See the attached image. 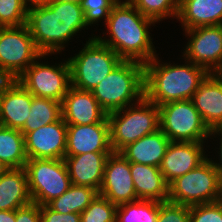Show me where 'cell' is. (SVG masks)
Segmentation results:
<instances>
[{
	"mask_svg": "<svg viewBox=\"0 0 222 222\" xmlns=\"http://www.w3.org/2000/svg\"><path fill=\"white\" fill-rule=\"evenodd\" d=\"M26 26L38 50L48 56L61 51L63 44L87 25L79 3L52 0L48 5L28 8Z\"/></svg>",
	"mask_w": 222,
	"mask_h": 222,
	"instance_id": "1",
	"label": "cell"
},
{
	"mask_svg": "<svg viewBox=\"0 0 222 222\" xmlns=\"http://www.w3.org/2000/svg\"><path fill=\"white\" fill-rule=\"evenodd\" d=\"M151 24H155V21L144 16L131 3H118L112 8L106 22L110 39L96 38L122 60L145 64L157 56L148 31Z\"/></svg>",
	"mask_w": 222,
	"mask_h": 222,
	"instance_id": "2",
	"label": "cell"
},
{
	"mask_svg": "<svg viewBox=\"0 0 222 222\" xmlns=\"http://www.w3.org/2000/svg\"><path fill=\"white\" fill-rule=\"evenodd\" d=\"M154 57L144 64V97L157 106L192 99L200 84L210 74L193 64H160Z\"/></svg>",
	"mask_w": 222,
	"mask_h": 222,
	"instance_id": "3",
	"label": "cell"
},
{
	"mask_svg": "<svg viewBox=\"0 0 222 222\" xmlns=\"http://www.w3.org/2000/svg\"><path fill=\"white\" fill-rule=\"evenodd\" d=\"M91 92L107 114L129 106L134 99L139 102L144 97V64L122 60Z\"/></svg>",
	"mask_w": 222,
	"mask_h": 222,
	"instance_id": "4",
	"label": "cell"
},
{
	"mask_svg": "<svg viewBox=\"0 0 222 222\" xmlns=\"http://www.w3.org/2000/svg\"><path fill=\"white\" fill-rule=\"evenodd\" d=\"M136 103L137 107L132 104L129 109L127 106L107 114L113 152H120L127 145L160 129L159 106L145 97Z\"/></svg>",
	"mask_w": 222,
	"mask_h": 222,
	"instance_id": "5",
	"label": "cell"
},
{
	"mask_svg": "<svg viewBox=\"0 0 222 222\" xmlns=\"http://www.w3.org/2000/svg\"><path fill=\"white\" fill-rule=\"evenodd\" d=\"M68 61L71 86L84 91H92L121 63L122 59L94 36L76 56Z\"/></svg>",
	"mask_w": 222,
	"mask_h": 222,
	"instance_id": "6",
	"label": "cell"
},
{
	"mask_svg": "<svg viewBox=\"0 0 222 222\" xmlns=\"http://www.w3.org/2000/svg\"><path fill=\"white\" fill-rule=\"evenodd\" d=\"M222 200V180L208 158L169 184L168 201L193 206Z\"/></svg>",
	"mask_w": 222,
	"mask_h": 222,
	"instance_id": "7",
	"label": "cell"
},
{
	"mask_svg": "<svg viewBox=\"0 0 222 222\" xmlns=\"http://www.w3.org/2000/svg\"><path fill=\"white\" fill-rule=\"evenodd\" d=\"M44 56L26 24L0 27V76L5 80H17L36 59Z\"/></svg>",
	"mask_w": 222,
	"mask_h": 222,
	"instance_id": "8",
	"label": "cell"
},
{
	"mask_svg": "<svg viewBox=\"0 0 222 222\" xmlns=\"http://www.w3.org/2000/svg\"><path fill=\"white\" fill-rule=\"evenodd\" d=\"M32 203L47 205L72 185L64 159H28L25 165Z\"/></svg>",
	"mask_w": 222,
	"mask_h": 222,
	"instance_id": "9",
	"label": "cell"
},
{
	"mask_svg": "<svg viewBox=\"0 0 222 222\" xmlns=\"http://www.w3.org/2000/svg\"><path fill=\"white\" fill-rule=\"evenodd\" d=\"M160 129L172 142H204L210 129L191 99L159 106Z\"/></svg>",
	"mask_w": 222,
	"mask_h": 222,
	"instance_id": "10",
	"label": "cell"
},
{
	"mask_svg": "<svg viewBox=\"0 0 222 222\" xmlns=\"http://www.w3.org/2000/svg\"><path fill=\"white\" fill-rule=\"evenodd\" d=\"M33 96L62 102L71 87L69 61L50 66L34 61L17 79Z\"/></svg>",
	"mask_w": 222,
	"mask_h": 222,
	"instance_id": "11",
	"label": "cell"
},
{
	"mask_svg": "<svg viewBox=\"0 0 222 222\" xmlns=\"http://www.w3.org/2000/svg\"><path fill=\"white\" fill-rule=\"evenodd\" d=\"M191 39L184 51V58L193 64L205 68L210 74L222 65L221 26L197 27L185 30Z\"/></svg>",
	"mask_w": 222,
	"mask_h": 222,
	"instance_id": "12",
	"label": "cell"
},
{
	"mask_svg": "<svg viewBox=\"0 0 222 222\" xmlns=\"http://www.w3.org/2000/svg\"><path fill=\"white\" fill-rule=\"evenodd\" d=\"M98 193L116 206L138 200L131 177L130 162L120 152H112L108 156Z\"/></svg>",
	"mask_w": 222,
	"mask_h": 222,
	"instance_id": "13",
	"label": "cell"
},
{
	"mask_svg": "<svg viewBox=\"0 0 222 222\" xmlns=\"http://www.w3.org/2000/svg\"><path fill=\"white\" fill-rule=\"evenodd\" d=\"M24 137L28 159L65 158L67 124L62 117L58 121L28 132Z\"/></svg>",
	"mask_w": 222,
	"mask_h": 222,
	"instance_id": "14",
	"label": "cell"
},
{
	"mask_svg": "<svg viewBox=\"0 0 222 222\" xmlns=\"http://www.w3.org/2000/svg\"><path fill=\"white\" fill-rule=\"evenodd\" d=\"M90 152H113L110 144L108 117L100 123L67 125L65 156H76Z\"/></svg>",
	"mask_w": 222,
	"mask_h": 222,
	"instance_id": "15",
	"label": "cell"
},
{
	"mask_svg": "<svg viewBox=\"0 0 222 222\" xmlns=\"http://www.w3.org/2000/svg\"><path fill=\"white\" fill-rule=\"evenodd\" d=\"M32 94L17 80H5L0 86V123L21 130L28 116Z\"/></svg>",
	"mask_w": 222,
	"mask_h": 222,
	"instance_id": "16",
	"label": "cell"
},
{
	"mask_svg": "<svg viewBox=\"0 0 222 222\" xmlns=\"http://www.w3.org/2000/svg\"><path fill=\"white\" fill-rule=\"evenodd\" d=\"M203 142H170L160 171L168 184L198 167L207 157L203 154Z\"/></svg>",
	"mask_w": 222,
	"mask_h": 222,
	"instance_id": "17",
	"label": "cell"
},
{
	"mask_svg": "<svg viewBox=\"0 0 222 222\" xmlns=\"http://www.w3.org/2000/svg\"><path fill=\"white\" fill-rule=\"evenodd\" d=\"M62 119L67 125H88L102 122L107 113L91 91L71 86L61 102Z\"/></svg>",
	"mask_w": 222,
	"mask_h": 222,
	"instance_id": "18",
	"label": "cell"
},
{
	"mask_svg": "<svg viewBox=\"0 0 222 222\" xmlns=\"http://www.w3.org/2000/svg\"><path fill=\"white\" fill-rule=\"evenodd\" d=\"M112 152H90L65 156L64 160L73 185L89 186L99 191L105 164Z\"/></svg>",
	"mask_w": 222,
	"mask_h": 222,
	"instance_id": "19",
	"label": "cell"
},
{
	"mask_svg": "<svg viewBox=\"0 0 222 222\" xmlns=\"http://www.w3.org/2000/svg\"><path fill=\"white\" fill-rule=\"evenodd\" d=\"M191 100L209 129L222 126V80L215 73L206 77Z\"/></svg>",
	"mask_w": 222,
	"mask_h": 222,
	"instance_id": "20",
	"label": "cell"
},
{
	"mask_svg": "<svg viewBox=\"0 0 222 222\" xmlns=\"http://www.w3.org/2000/svg\"><path fill=\"white\" fill-rule=\"evenodd\" d=\"M130 171L137 199L168 201L169 184L159 167L130 162Z\"/></svg>",
	"mask_w": 222,
	"mask_h": 222,
	"instance_id": "21",
	"label": "cell"
},
{
	"mask_svg": "<svg viewBox=\"0 0 222 222\" xmlns=\"http://www.w3.org/2000/svg\"><path fill=\"white\" fill-rule=\"evenodd\" d=\"M177 19L185 30L222 24V0H179Z\"/></svg>",
	"mask_w": 222,
	"mask_h": 222,
	"instance_id": "22",
	"label": "cell"
},
{
	"mask_svg": "<svg viewBox=\"0 0 222 222\" xmlns=\"http://www.w3.org/2000/svg\"><path fill=\"white\" fill-rule=\"evenodd\" d=\"M170 139L158 129L124 147L120 154L129 162L159 167Z\"/></svg>",
	"mask_w": 222,
	"mask_h": 222,
	"instance_id": "23",
	"label": "cell"
},
{
	"mask_svg": "<svg viewBox=\"0 0 222 222\" xmlns=\"http://www.w3.org/2000/svg\"><path fill=\"white\" fill-rule=\"evenodd\" d=\"M31 203L25 167L9 168L0 177V210H16Z\"/></svg>",
	"mask_w": 222,
	"mask_h": 222,
	"instance_id": "24",
	"label": "cell"
},
{
	"mask_svg": "<svg viewBox=\"0 0 222 222\" xmlns=\"http://www.w3.org/2000/svg\"><path fill=\"white\" fill-rule=\"evenodd\" d=\"M98 194V191L92 187L72 184L67 191L50 201L47 206L61 214H81Z\"/></svg>",
	"mask_w": 222,
	"mask_h": 222,
	"instance_id": "25",
	"label": "cell"
},
{
	"mask_svg": "<svg viewBox=\"0 0 222 222\" xmlns=\"http://www.w3.org/2000/svg\"><path fill=\"white\" fill-rule=\"evenodd\" d=\"M0 160L9 168L25 167V137L18 129L0 128Z\"/></svg>",
	"mask_w": 222,
	"mask_h": 222,
	"instance_id": "26",
	"label": "cell"
},
{
	"mask_svg": "<svg viewBox=\"0 0 222 222\" xmlns=\"http://www.w3.org/2000/svg\"><path fill=\"white\" fill-rule=\"evenodd\" d=\"M30 116L20 130L25 136L30 131L58 121L62 117L61 102L51 99L35 97L32 95Z\"/></svg>",
	"mask_w": 222,
	"mask_h": 222,
	"instance_id": "27",
	"label": "cell"
},
{
	"mask_svg": "<svg viewBox=\"0 0 222 222\" xmlns=\"http://www.w3.org/2000/svg\"><path fill=\"white\" fill-rule=\"evenodd\" d=\"M158 201L136 200L117 207L116 222H156Z\"/></svg>",
	"mask_w": 222,
	"mask_h": 222,
	"instance_id": "28",
	"label": "cell"
},
{
	"mask_svg": "<svg viewBox=\"0 0 222 222\" xmlns=\"http://www.w3.org/2000/svg\"><path fill=\"white\" fill-rule=\"evenodd\" d=\"M130 3L155 22L167 16L177 17L179 10V0H131Z\"/></svg>",
	"mask_w": 222,
	"mask_h": 222,
	"instance_id": "29",
	"label": "cell"
},
{
	"mask_svg": "<svg viewBox=\"0 0 222 222\" xmlns=\"http://www.w3.org/2000/svg\"><path fill=\"white\" fill-rule=\"evenodd\" d=\"M117 207L108 199L98 194L80 214L81 222H116Z\"/></svg>",
	"mask_w": 222,
	"mask_h": 222,
	"instance_id": "30",
	"label": "cell"
},
{
	"mask_svg": "<svg viewBox=\"0 0 222 222\" xmlns=\"http://www.w3.org/2000/svg\"><path fill=\"white\" fill-rule=\"evenodd\" d=\"M27 10L22 0H0V27L25 25Z\"/></svg>",
	"mask_w": 222,
	"mask_h": 222,
	"instance_id": "31",
	"label": "cell"
},
{
	"mask_svg": "<svg viewBox=\"0 0 222 222\" xmlns=\"http://www.w3.org/2000/svg\"><path fill=\"white\" fill-rule=\"evenodd\" d=\"M117 3L113 0H81L80 5L85 14L86 25H91L105 17V23L109 13Z\"/></svg>",
	"mask_w": 222,
	"mask_h": 222,
	"instance_id": "32",
	"label": "cell"
},
{
	"mask_svg": "<svg viewBox=\"0 0 222 222\" xmlns=\"http://www.w3.org/2000/svg\"><path fill=\"white\" fill-rule=\"evenodd\" d=\"M156 222H190V206L171 201L158 202Z\"/></svg>",
	"mask_w": 222,
	"mask_h": 222,
	"instance_id": "33",
	"label": "cell"
},
{
	"mask_svg": "<svg viewBox=\"0 0 222 222\" xmlns=\"http://www.w3.org/2000/svg\"><path fill=\"white\" fill-rule=\"evenodd\" d=\"M190 222H222V200L190 206Z\"/></svg>",
	"mask_w": 222,
	"mask_h": 222,
	"instance_id": "34",
	"label": "cell"
},
{
	"mask_svg": "<svg viewBox=\"0 0 222 222\" xmlns=\"http://www.w3.org/2000/svg\"><path fill=\"white\" fill-rule=\"evenodd\" d=\"M41 222H81L80 213L61 214L47 205L40 206Z\"/></svg>",
	"mask_w": 222,
	"mask_h": 222,
	"instance_id": "35",
	"label": "cell"
},
{
	"mask_svg": "<svg viewBox=\"0 0 222 222\" xmlns=\"http://www.w3.org/2000/svg\"><path fill=\"white\" fill-rule=\"evenodd\" d=\"M15 222H41L40 205L31 203L16 209Z\"/></svg>",
	"mask_w": 222,
	"mask_h": 222,
	"instance_id": "36",
	"label": "cell"
},
{
	"mask_svg": "<svg viewBox=\"0 0 222 222\" xmlns=\"http://www.w3.org/2000/svg\"><path fill=\"white\" fill-rule=\"evenodd\" d=\"M214 133V134H213ZM221 134V136H222V126H219V127H215V128H213V129H210V136L213 134V136L214 135H216V134ZM221 145H220V163H214V161H213V164H214V167L216 168V170L218 171V173H219V176H220V178H221V180H222V137H221Z\"/></svg>",
	"mask_w": 222,
	"mask_h": 222,
	"instance_id": "37",
	"label": "cell"
},
{
	"mask_svg": "<svg viewBox=\"0 0 222 222\" xmlns=\"http://www.w3.org/2000/svg\"><path fill=\"white\" fill-rule=\"evenodd\" d=\"M0 222H15V210H0Z\"/></svg>",
	"mask_w": 222,
	"mask_h": 222,
	"instance_id": "38",
	"label": "cell"
},
{
	"mask_svg": "<svg viewBox=\"0 0 222 222\" xmlns=\"http://www.w3.org/2000/svg\"><path fill=\"white\" fill-rule=\"evenodd\" d=\"M25 7L28 9L32 6L33 7H38V6H45L48 5L52 0H22ZM31 2V6H27L28 3Z\"/></svg>",
	"mask_w": 222,
	"mask_h": 222,
	"instance_id": "39",
	"label": "cell"
},
{
	"mask_svg": "<svg viewBox=\"0 0 222 222\" xmlns=\"http://www.w3.org/2000/svg\"><path fill=\"white\" fill-rule=\"evenodd\" d=\"M9 170V167L0 160V177Z\"/></svg>",
	"mask_w": 222,
	"mask_h": 222,
	"instance_id": "40",
	"label": "cell"
},
{
	"mask_svg": "<svg viewBox=\"0 0 222 222\" xmlns=\"http://www.w3.org/2000/svg\"><path fill=\"white\" fill-rule=\"evenodd\" d=\"M215 74L222 80V65H221V67L215 72Z\"/></svg>",
	"mask_w": 222,
	"mask_h": 222,
	"instance_id": "41",
	"label": "cell"
},
{
	"mask_svg": "<svg viewBox=\"0 0 222 222\" xmlns=\"http://www.w3.org/2000/svg\"><path fill=\"white\" fill-rule=\"evenodd\" d=\"M114 2H116L117 4L118 3H130L131 2V0H126L125 2H121V1H119V0H113Z\"/></svg>",
	"mask_w": 222,
	"mask_h": 222,
	"instance_id": "42",
	"label": "cell"
},
{
	"mask_svg": "<svg viewBox=\"0 0 222 222\" xmlns=\"http://www.w3.org/2000/svg\"><path fill=\"white\" fill-rule=\"evenodd\" d=\"M61 1H70V2H76V3H79L81 2V0H61Z\"/></svg>",
	"mask_w": 222,
	"mask_h": 222,
	"instance_id": "43",
	"label": "cell"
},
{
	"mask_svg": "<svg viewBox=\"0 0 222 222\" xmlns=\"http://www.w3.org/2000/svg\"><path fill=\"white\" fill-rule=\"evenodd\" d=\"M4 81H5V79L2 76H0V86Z\"/></svg>",
	"mask_w": 222,
	"mask_h": 222,
	"instance_id": "44",
	"label": "cell"
}]
</instances>
